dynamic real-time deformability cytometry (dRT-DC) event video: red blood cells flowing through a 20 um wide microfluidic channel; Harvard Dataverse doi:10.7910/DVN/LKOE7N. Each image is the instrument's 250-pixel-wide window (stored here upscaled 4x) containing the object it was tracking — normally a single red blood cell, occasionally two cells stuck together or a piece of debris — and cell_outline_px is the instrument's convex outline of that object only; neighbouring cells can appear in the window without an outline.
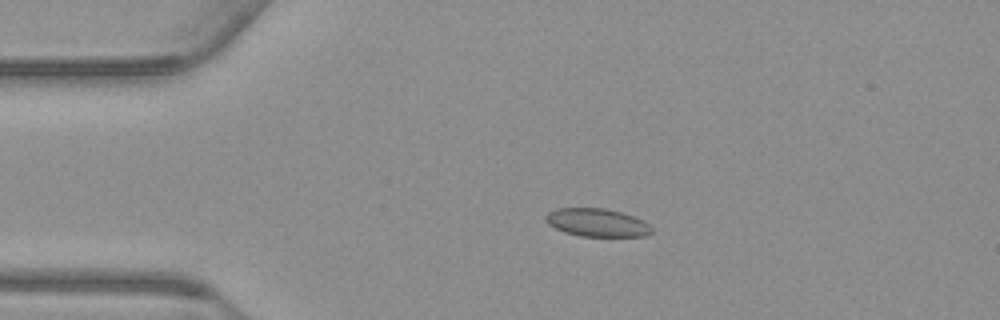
{"species": "common noctule bat (a hibernating species)", "species_latin": "Nyctalus noctula", "temperature_condition": "warm", "stored_images_in_passage": 44, "camera_frame_rate_fps": 3000, "um_per_image_px": 0.085, "animal": {"sex": "male", "body_mass_g": 23.1, "forearm_length_mm": 52.7}, "frame": {"image": 1, "passage_image": 1, "time_ms": 0.0, "image_size_px": [1000, 320], "cell_outline_px": [[652, 232], [648, 236], [580, 236], [564, 232], [548, 224], [544, 216], [548, 212], [556, 208], [604, 208], [620, 212], [644, 220], [652, 228]], "centroid_in_image_um": [50.74, 18.92], "position_along_channel_um": 34.3, "area_um2": 17.34}}
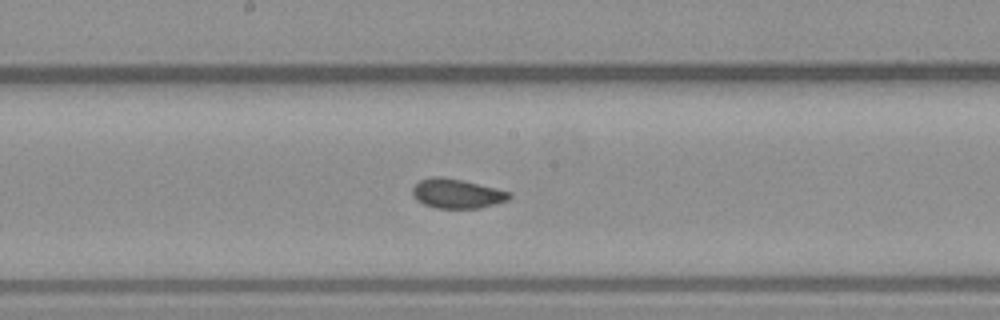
{"frame": {"image": 2, "passage_image": 18, "time_ms": 5.667, "image_size_px": [1000, 320], "cell_outline_px": [[512, 196], [508, 200], [496, 204], [480, 208], [436, 208], [424, 204], [416, 200], [412, 192], [412, 188], [420, 180], [432, 176], [444, 176], [464, 180], [512, 192]], "centroid_in_image_um": [38.86, 16.44], "position_along_channel_um": 209.3, "area_um2": 16.82}}
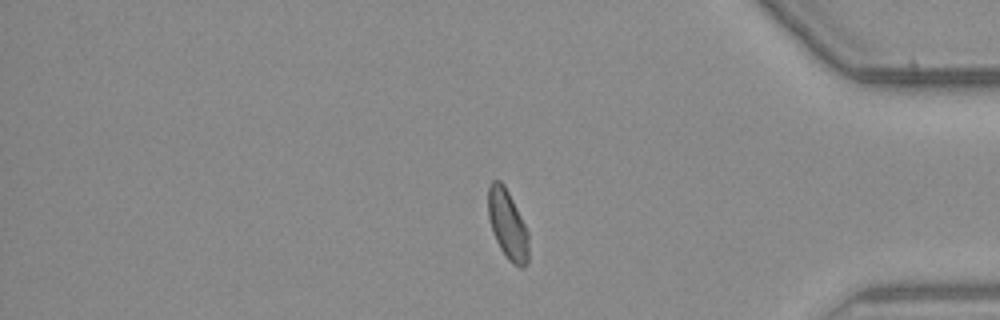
{"frame": {"image": 3, "passage_image": 35, "time_ms": 11.333, "image_size_px": [1000, 320], "cell_outline_px": [[528, 264], [524, 268], [520, 268], [512, 264], [508, 260], [500, 248], [492, 232], [488, 216], [488, 184], [492, 180], [500, 180], [504, 184], [528, 232]], "centroid_in_image_um": [43.13, 19.11], "position_along_channel_um": 392.1, "area_um2": 16.42}, "authors_computed_cell_mechanics": {"area_um2": 16.6464, "velocity_mm_per_s": 3.7478, "shape_relaxation_time_tau1_ms": 9.6205, "shape_relaxation_time_tau2_ms": 0.7203, "deformation_change_tau1": 0.1068, "deformation_change_tau2": 0.0485}}